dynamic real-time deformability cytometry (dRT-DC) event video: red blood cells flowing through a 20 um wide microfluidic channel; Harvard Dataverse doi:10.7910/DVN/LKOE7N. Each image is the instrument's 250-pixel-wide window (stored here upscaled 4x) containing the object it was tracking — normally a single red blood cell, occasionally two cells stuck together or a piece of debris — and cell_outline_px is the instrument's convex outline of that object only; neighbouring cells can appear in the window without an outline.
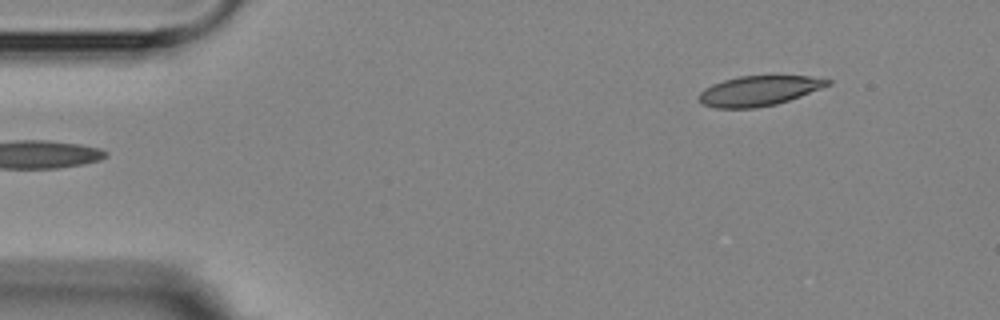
{"species": "Egyptian fruit bat (a non-hibernating species)", "species_latin": "Rousettus aegyptiacus", "temperature_condition": "room temperature", "stored_images_in_passage": 7, "camera_frame_rate_fps": 3000, "um_per_image_px": 0.085, "animal": {"sex": "female"}, "frame": {"image": 1, "passage_image": 1, "time_ms": 0.0, "image_size_px": [1000, 320], "cell_outline_px": [[832, 84], [800, 96], [776, 104], [756, 108], [716, 108], [704, 104], [700, 100], [700, 92], [704, 88], [712, 84], [724, 80], [740, 76], [808, 76], [832, 80]], "centroid_in_image_um": [64.52, 7.71], "position_along_channel_um": 20.5, "area_um2": 22.25}}
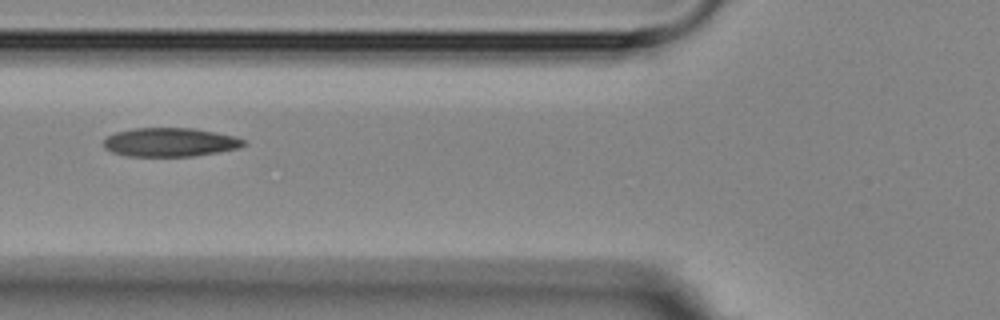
{"frame": {"image": 2, "passage_image": 5, "time_ms": 4.667, "image_size_px": [1000, 320], "cell_outline_px": [[248, 144], [240, 148], [192, 156], [128, 156], [112, 152], [104, 148], [104, 140], [108, 136], [116, 132], [132, 128], [196, 128], [232, 136], [244, 140]], "centroid_in_image_um": [14.45, 12.08], "position_along_channel_um": 111.4, "area_um2": 23.41}}
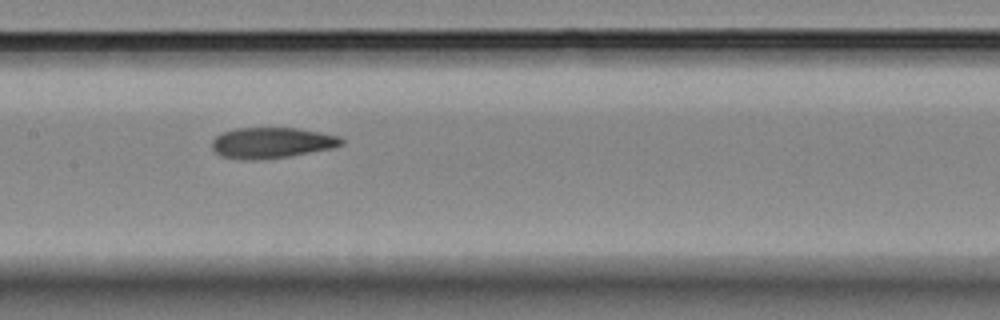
{"frame": {"image": 3, "passage_image": 7, "time_ms": 6.667, "image_size_px": [1000, 320], "cell_outline_px": [[344, 144], [332, 148], [288, 156], [256, 160], [240, 160], [220, 156], [212, 148], [212, 140], [220, 132], [236, 128], [296, 128], [320, 132], [340, 136], [344, 140]], "centroid_in_image_um": [23.07, 12.14], "position_along_channel_um": 184.3, "area_um2": 23.35}}